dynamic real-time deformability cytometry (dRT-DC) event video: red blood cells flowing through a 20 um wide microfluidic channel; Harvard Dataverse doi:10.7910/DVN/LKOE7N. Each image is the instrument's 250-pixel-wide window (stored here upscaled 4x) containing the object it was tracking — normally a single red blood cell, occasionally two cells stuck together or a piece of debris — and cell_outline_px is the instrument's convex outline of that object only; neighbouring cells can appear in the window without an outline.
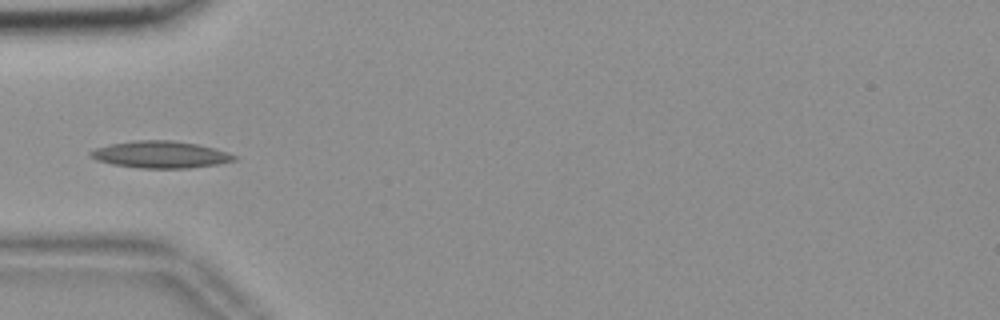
{"species": "common noctule bat (a hibernating species)", "species_latin": "Nyctalus noctula", "temperature_condition": "room temperature", "stored_images_in_passage": 39, "camera_frame_rate_fps": 3000, "um_per_image_px": 0.085, "animal": {"sex": "female", "body_mass_g": 18.4}, "frame": {"image": 1, "passage_image": 1, "time_ms": 0.0, "image_size_px": [1000, 320], "cell_outline_px": [[236, 160], [220, 164], [188, 168], [140, 168], [112, 164], [96, 160], [88, 156], [88, 152], [96, 148], [108, 144], [136, 140], [172, 140], [196, 144], [216, 148], [228, 152], [236, 156]], "centroid_in_image_um": [13.63, 13.13], "position_along_channel_um": 71.4, "area_um2": 22.72}}
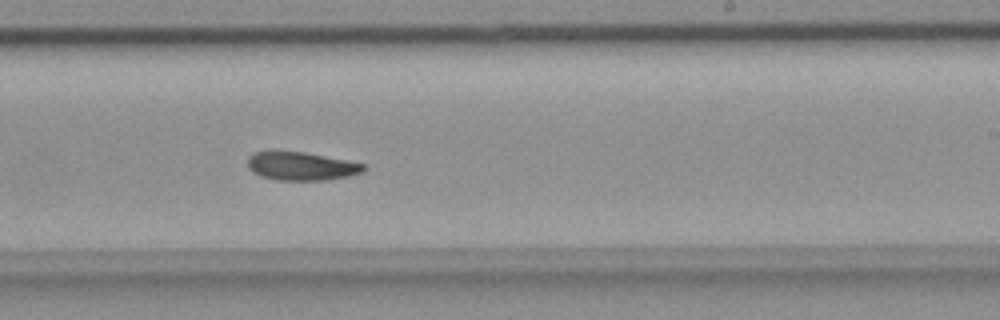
{"frame": {"image": 2, "passage_image": 17, "time_ms": 5.333, "image_size_px": [1000, 320], "cell_outline_px": [[368, 168], [364, 172], [348, 176], [324, 180], [276, 180], [260, 176], [252, 172], [248, 168], [248, 156], [256, 152], [304, 152], [364, 164]], "centroid_in_image_um": [25.61, 14.14], "position_along_channel_um": 263.4, "area_um2": 18.96}}
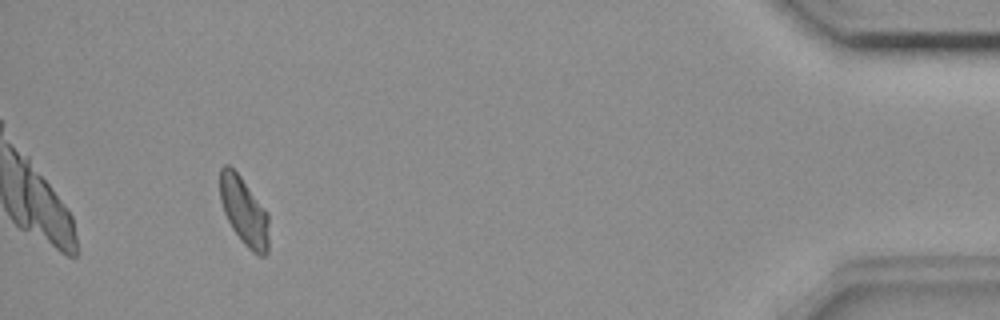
{"frame": {"image": 3, "passage_image": 35, "time_ms": 11.333, "image_size_px": [1000, 320], "cell_outline_px": [[268, 252], [264, 256], [256, 256], [240, 240], [232, 228], [224, 212], [220, 200], [220, 168], [224, 164], [228, 164], [240, 176], [268, 212]], "centroid_in_image_um": [20.75, 17.98], "position_along_channel_um": 414.5, "area_um2": 19.48}}